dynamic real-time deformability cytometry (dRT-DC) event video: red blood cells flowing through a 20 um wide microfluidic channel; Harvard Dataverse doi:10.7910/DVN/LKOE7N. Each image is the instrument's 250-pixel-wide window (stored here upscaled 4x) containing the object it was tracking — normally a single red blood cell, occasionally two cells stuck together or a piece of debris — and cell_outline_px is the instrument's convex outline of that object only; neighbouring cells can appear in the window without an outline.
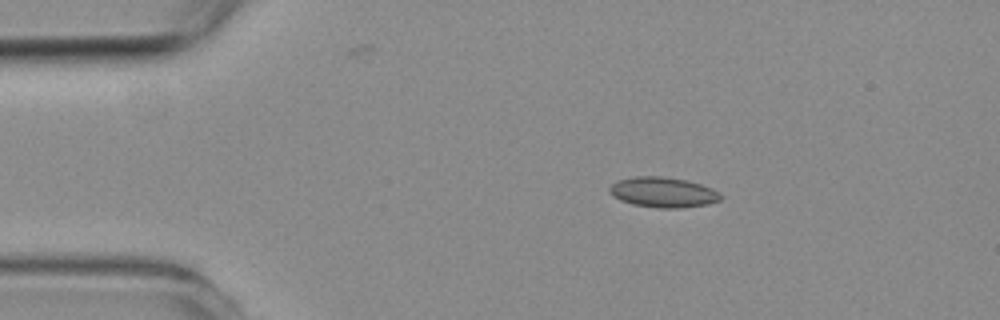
{"species": "common noctule bat (a hibernating species)", "species_latin": "Nyctalus noctula", "temperature_condition": "room temperature", "stored_images_in_passage": 6, "camera_frame_rate_fps": 3000, "um_per_image_px": 0.085, "animal": {"sex": "female", "body_mass_g": 19.3, "forearm_length_mm": 54.1}, "frame": {"image": 1, "passage_image": 1, "time_ms": 0.0, "image_size_px": [1000, 320], "cell_outline_px": [[724, 196], [720, 200], [708, 204], [680, 208], [656, 208], [632, 204], [620, 200], [608, 192], [608, 188], [612, 184], [620, 180], [636, 176], [664, 176], [688, 180], [712, 188], [720, 192]], "centroid_in_image_um": [56.39, 16.34], "position_along_channel_um": 28.6, "area_um2": 19.77}}
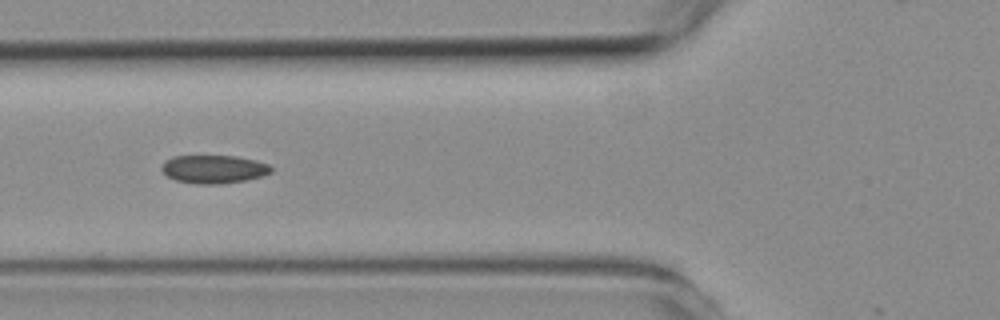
{"frame": {"image": 2, "passage_image": 4, "time_ms": 3.333, "image_size_px": [1000, 320], "cell_outline_px": [[272, 172], [260, 176], [244, 180], [220, 184], [196, 184], [176, 180], [168, 176], [160, 168], [164, 160], [172, 156], [236, 156], [256, 160], [268, 164], [272, 168]], "centroid_in_image_um": [18.14, 14.37], "position_along_channel_um": 107.7, "area_um2": 17.98}}
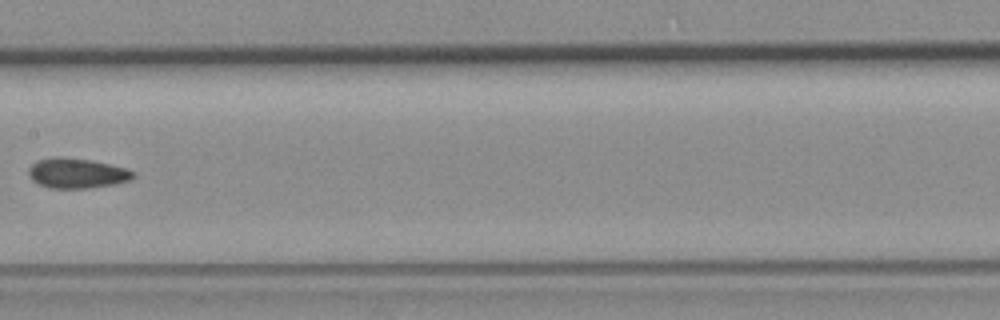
{"frame": {"image": 3, "passage_image": 6, "time_ms": 5.667, "image_size_px": [1000, 320], "cell_outline_px": [[136, 176], [132, 180], [112, 184], [88, 188], [48, 188], [32, 180], [28, 176], [28, 168], [32, 164], [40, 160], [92, 160], [128, 168], [136, 172]], "centroid_in_image_um": [6.62, 14.77], "position_along_channel_um": 200.8, "area_um2": 17.69}}